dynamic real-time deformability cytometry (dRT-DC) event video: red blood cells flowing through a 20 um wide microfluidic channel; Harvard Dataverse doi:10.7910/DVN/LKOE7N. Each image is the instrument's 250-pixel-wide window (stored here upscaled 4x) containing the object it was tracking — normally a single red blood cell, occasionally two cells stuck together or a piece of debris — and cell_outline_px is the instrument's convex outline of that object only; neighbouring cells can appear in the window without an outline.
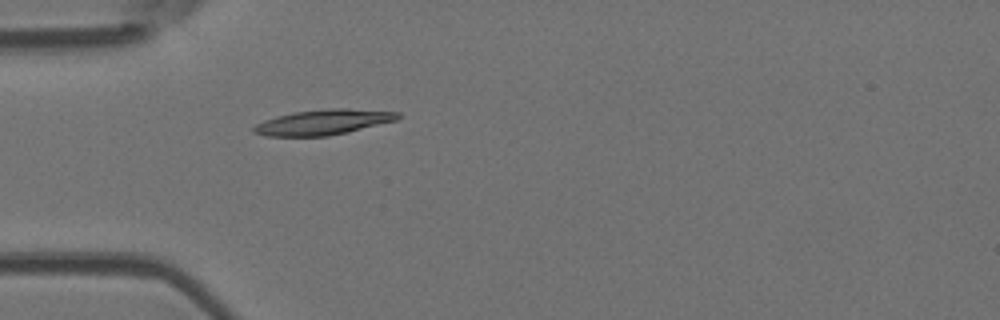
{"species": "Egyptian fruit bat (a non-hibernating species)", "species_latin": "Rousettus aegyptiacus", "temperature_condition": "room temperature", "stored_images_in_passage": 1, "camera_frame_rate_fps": 3000, "um_per_image_px": 0.085, "animal": {"sex": "female"}, "frame": {"image": 1, "passage_image": 1, "time_ms": 0.0, "image_size_px": [1000, 320], "cell_outline_px": [[400, 116], [396, 120], [348, 132], [328, 136], [264, 136], [252, 132], [252, 128], [256, 124], [264, 120], [276, 116], [292, 112], [332, 108], [348, 108], [400, 112]], "centroid_in_image_um": [27.44, 10.38], "position_along_channel_um": 57.6, "area_um2": 21.27}}